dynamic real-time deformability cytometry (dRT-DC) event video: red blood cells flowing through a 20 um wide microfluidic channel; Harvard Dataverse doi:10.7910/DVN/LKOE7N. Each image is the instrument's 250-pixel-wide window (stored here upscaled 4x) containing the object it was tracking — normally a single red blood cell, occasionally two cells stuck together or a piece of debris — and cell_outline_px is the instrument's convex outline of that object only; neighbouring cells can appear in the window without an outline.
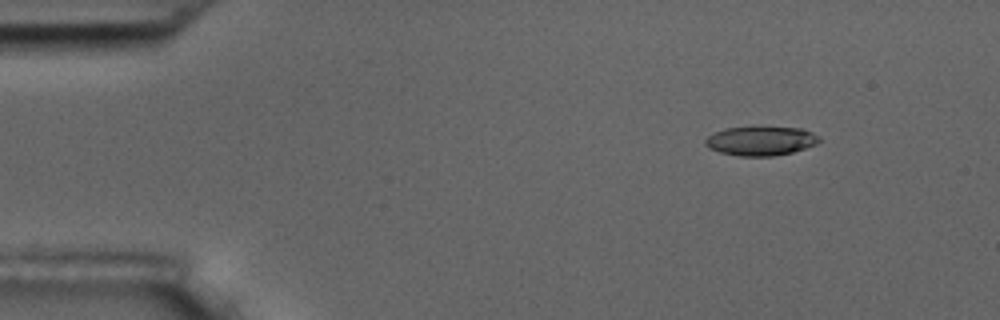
{"species": "common noctule bat (a hibernating species)", "species_latin": "Nyctalus noctula", "temperature_condition": "room temperature", "stored_images_in_passage": 5, "camera_frame_rate_fps": 3000, "um_per_image_px": 0.085, "animal": {"sex": "male", "body_mass_g": 17.5, "forearm_length_mm": 52.3}, "frame": {"image": 1, "passage_image": 2, "time_ms": 2.0, "image_size_px": [1000, 320], "cell_outline_px": [[820, 140], [816, 144], [792, 152], [772, 156], [736, 156], [720, 152], [708, 148], [704, 144], [704, 140], [708, 136], [724, 128], [800, 128], [812, 132], [820, 136]], "centroid_in_image_um": [64.64, 11.99], "position_along_channel_um": 20.4, "area_um2": 19.07}}
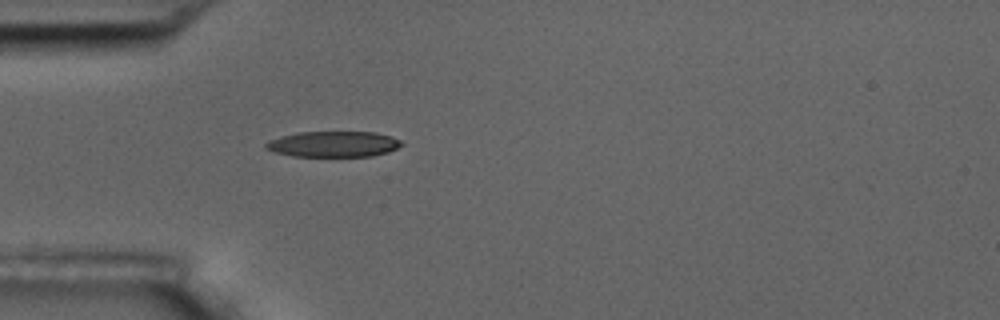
{"frame": {"image": 2, "passage_image": 5, "time_ms": 5.333, "image_size_px": [1000, 320], "cell_outline_px": [[404, 144], [388, 152], [372, 156], [292, 156], [276, 152], [264, 148], [264, 144], [268, 140], [280, 136], [296, 132], [376, 132], [392, 136], [400, 140]], "centroid_in_image_um": [28.33, 12.24], "position_along_channel_um": 56.7, "area_um2": 20.46}}